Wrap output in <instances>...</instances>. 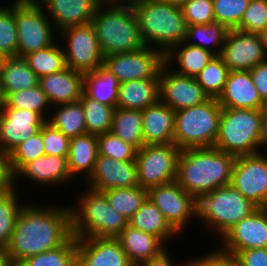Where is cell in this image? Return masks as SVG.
Instances as JSON below:
<instances>
[{
  "label": "cell",
  "instance_id": "cell-14",
  "mask_svg": "<svg viewBox=\"0 0 267 266\" xmlns=\"http://www.w3.org/2000/svg\"><path fill=\"white\" fill-rule=\"evenodd\" d=\"M230 185L258 207H267V153L236 156Z\"/></svg>",
  "mask_w": 267,
  "mask_h": 266
},
{
  "label": "cell",
  "instance_id": "cell-25",
  "mask_svg": "<svg viewBox=\"0 0 267 266\" xmlns=\"http://www.w3.org/2000/svg\"><path fill=\"white\" fill-rule=\"evenodd\" d=\"M19 177L30 179L35 184L57 186L72 181L68 170L67 156L44 155L26 163L17 173Z\"/></svg>",
  "mask_w": 267,
  "mask_h": 266
},
{
  "label": "cell",
  "instance_id": "cell-55",
  "mask_svg": "<svg viewBox=\"0 0 267 266\" xmlns=\"http://www.w3.org/2000/svg\"><path fill=\"white\" fill-rule=\"evenodd\" d=\"M266 146H267V105H265L261 109V134L259 141V149L266 148Z\"/></svg>",
  "mask_w": 267,
  "mask_h": 266
},
{
  "label": "cell",
  "instance_id": "cell-22",
  "mask_svg": "<svg viewBox=\"0 0 267 266\" xmlns=\"http://www.w3.org/2000/svg\"><path fill=\"white\" fill-rule=\"evenodd\" d=\"M222 108L262 109V101L250 71H230L223 91L217 98Z\"/></svg>",
  "mask_w": 267,
  "mask_h": 266
},
{
  "label": "cell",
  "instance_id": "cell-44",
  "mask_svg": "<svg viewBox=\"0 0 267 266\" xmlns=\"http://www.w3.org/2000/svg\"><path fill=\"white\" fill-rule=\"evenodd\" d=\"M216 23L229 30L236 29L244 16L250 0H212Z\"/></svg>",
  "mask_w": 267,
  "mask_h": 266
},
{
  "label": "cell",
  "instance_id": "cell-60",
  "mask_svg": "<svg viewBox=\"0 0 267 266\" xmlns=\"http://www.w3.org/2000/svg\"><path fill=\"white\" fill-rule=\"evenodd\" d=\"M6 105V96L3 90V85H2V81L0 78V109Z\"/></svg>",
  "mask_w": 267,
  "mask_h": 266
},
{
  "label": "cell",
  "instance_id": "cell-45",
  "mask_svg": "<svg viewBox=\"0 0 267 266\" xmlns=\"http://www.w3.org/2000/svg\"><path fill=\"white\" fill-rule=\"evenodd\" d=\"M12 168L16 174L26 163L45 155L42 128L39 133L17 145L10 153Z\"/></svg>",
  "mask_w": 267,
  "mask_h": 266
},
{
  "label": "cell",
  "instance_id": "cell-3",
  "mask_svg": "<svg viewBox=\"0 0 267 266\" xmlns=\"http://www.w3.org/2000/svg\"><path fill=\"white\" fill-rule=\"evenodd\" d=\"M91 24L104 57L134 52L144 46L132 4L100 3Z\"/></svg>",
  "mask_w": 267,
  "mask_h": 266
},
{
  "label": "cell",
  "instance_id": "cell-15",
  "mask_svg": "<svg viewBox=\"0 0 267 266\" xmlns=\"http://www.w3.org/2000/svg\"><path fill=\"white\" fill-rule=\"evenodd\" d=\"M230 71H250L267 60L259 33L230 29L219 55Z\"/></svg>",
  "mask_w": 267,
  "mask_h": 266
},
{
  "label": "cell",
  "instance_id": "cell-30",
  "mask_svg": "<svg viewBox=\"0 0 267 266\" xmlns=\"http://www.w3.org/2000/svg\"><path fill=\"white\" fill-rule=\"evenodd\" d=\"M0 78L6 98L11 93L39 85L38 76L22 56L1 57Z\"/></svg>",
  "mask_w": 267,
  "mask_h": 266
},
{
  "label": "cell",
  "instance_id": "cell-2",
  "mask_svg": "<svg viewBox=\"0 0 267 266\" xmlns=\"http://www.w3.org/2000/svg\"><path fill=\"white\" fill-rule=\"evenodd\" d=\"M236 156L213 147L182 150L177 182L196 200L219 187L230 185Z\"/></svg>",
  "mask_w": 267,
  "mask_h": 266
},
{
  "label": "cell",
  "instance_id": "cell-57",
  "mask_svg": "<svg viewBox=\"0 0 267 266\" xmlns=\"http://www.w3.org/2000/svg\"><path fill=\"white\" fill-rule=\"evenodd\" d=\"M140 0H100L101 3L134 4Z\"/></svg>",
  "mask_w": 267,
  "mask_h": 266
},
{
  "label": "cell",
  "instance_id": "cell-43",
  "mask_svg": "<svg viewBox=\"0 0 267 266\" xmlns=\"http://www.w3.org/2000/svg\"><path fill=\"white\" fill-rule=\"evenodd\" d=\"M18 36L15 21V0L10 6L0 3V56H17Z\"/></svg>",
  "mask_w": 267,
  "mask_h": 266
},
{
  "label": "cell",
  "instance_id": "cell-58",
  "mask_svg": "<svg viewBox=\"0 0 267 266\" xmlns=\"http://www.w3.org/2000/svg\"><path fill=\"white\" fill-rule=\"evenodd\" d=\"M259 36L264 47V51L267 55V27L259 33Z\"/></svg>",
  "mask_w": 267,
  "mask_h": 266
},
{
  "label": "cell",
  "instance_id": "cell-21",
  "mask_svg": "<svg viewBox=\"0 0 267 266\" xmlns=\"http://www.w3.org/2000/svg\"><path fill=\"white\" fill-rule=\"evenodd\" d=\"M51 18L55 29L91 23L100 0H35ZM51 15V16H50Z\"/></svg>",
  "mask_w": 267,
  "mask_h": 266
},
{
  "label": "cell",
  "instance_id": "cell-28",
  "mask_svg": "<svg viewBox=\"0 0 267 266\" xmlns=\"http://www.w3.org/2000/svg\"><path fill=\"white\" fill-rule=\"evenodd\" d=\"M215 56L207 49L183 41L164 54V61L176 73L195 77ZM172 61L177 62V69L173 68Z\"/></svg>",
  "mask_w": 267,
  "mask_h": 266
},
{
  "label": "cell",
  "instance_id": "cell-33",
  "mask_svg": "<svg viewBox=\"0 0 267 266\" xmlns=\"http://www.w3.org/2000/svg\"><path fill=\"white\" fill-rule=\"evenodd\" d=\"M142 121V110L116 107L110 132L139 150L144 145Z\"/></svg>",
  "mask_w": 267,
  "mask_h": 266
},
{
  "label": "cell",
  "instance_id": "cell-12",
  "mask_svg": "<svg viewBox=\"0 0 267 266\" xmlns=\"http://www.w3.org/2000/svg\"><path fill=\"white\" fill-rule=\"evenodd\" d=\"M164 53L158 49L143 46L134 52L109 55L104 57L103 66L109 70L120 83L159 78L164 61Z\"/></svg>",
  "mask_w": 267,
  "mask_h": 266
},
{
  "label": "cell",
  "instance_id": "cell-50",
  "mask_svg": "<svg viewBox=\"0 0 267 266\" xmlns=\"http://www.w3.org/2000/svg\"><path fill=\"white\" fill-rule=\"evenodd\" d=\"M181 266H238L233 255L226 254L219 249L208 253L207 256L187 260Z\"/></svg>",
  "mask_w": 267,
  "mask_h": 266
},
{
  "label": "cell",
  "instance_id": "cell-36",
  "mask_svg": "<svg viewBox=\"0 0 267 266\" xmlns=\"http://www.w3.org/2000/svg\"><path fill=\"white\" fill-rule=\"evenodd\" d=\"M16 266H77V240L71 236L59 247L28 257Z\"/></svg>",
  "mask_w": 267,
  "mask_h": 266
},
{
  "label": "cell",
  "instance_id": "cell-29",
  "mask_svg": "<svg viewBox=\"0 0 267 266\" xmlns=\"http://www.w3.org/2000/svg\"><path fill=\"white\" fill-rule=\"evenodd\" d=\"M98 156V137L95 134L86 133L71 138L67 165L69 173L74 179L79 173L86 176V182L92 175Z\"/></svg>",
  "mask_w": 267,
  "mask_h": 266
},
{
  "label": "cell",
  "instance_id": "cell-35",
  "mask_svg": "<svg viewBox=\"0 0 267 266\" xmlns=\"http://www.w3.org/2000/svg\"><path fill=\"white\" fill-rule=\"evenodd\" d=\"M228 32L229 29L225 25L216 22L208 25H190L187 26L185 42L220 55ZM215 46L218 50L213 49Z\"/></svg>",
  "mask_w": 267,
  "mask_h": 266
},
{
  "label": "cell",
  "instance_id": "cell-47",
  "mask_svg": "<svg viewBox=\"0 0 267 266\" xmlns=\"http://www.w3.org/2000/svg\"><path fill=\"white\" fill-rule=\"evenodd\" d=\"M180 7L188 26L215 23L212 0H185Z\"/></svg>",
  "mask_w": 267,
  "mask_h": 266
},
{
  "label": "cell",
  "instance_id": "cell-1",
  "mask_svg": "<svg viewBox=\"0 0 267 266\" xmlns=\"http://www.w3.org/2000/svg\"><path fill=\"white\" fill-rule=\"evenodd\" d=\"M56 206L24 204L5 249L13 266L59 247L72 236L71 206Z\"/></svg>",
  "mask_w": 267,
  "mask_h": 266
},
{
  "label": "cell",
  "instance_id": "cell-7",
  "mask_svg": "<svg viewBox=\"0 0 267 266\" xmlns=\"http://www.w3.org/2000/svg\"><path fill=\"white\" fill-rule=\"evenodd\" d=\"M260 134L261 109L222 108L214 147L235 156L257 154L263 151Z\"/></svg>",
  "mask_w": 267,
  "mask_h": 266
},
{
  "label": "cell",
  "instance_id": "cell-52",
  "mask_svg": "<svg viewBox=\"0 0 267 266\" xmlns=\"http://www.w3.org/2000/svg\"><path fill=\"white\" fill-rule=\"evenodd\" d=\"M234 258L238 266H267V248L242 250Z\"/></svg>",
  "mask_w": 267,
  "mask_h": 266
},
{
  "label": "cell",
  "instance_id": "cell-11",
  "mask_svg": "<svg viewBox=\"0 0 267 266\" xmlns=\"http://www.w3.org/2000/svg\"><path fill=\"white\" fill-rule=\"evenodd\" d=\"M57 34L67 43L63 46L67 67L86 74L103 65L104 56L91 23L69 26Z\"/></svg>",
  "mask_w": 267,
  "mask_h": 266
},
{
  "label": "cell",
  "instance_id": "cell-41",
  "mask_svg": "<svg viewBox=\"0 0 267 266\" xmlns=\"http://www.w3.org/2000/svg\"><path fill=\"white\" fill-rule=\"evenodd\" d=\"M15 189L10 193L0 195V248L6 249L10 244L15 223L23 203L18 201L19 195ZM22 204V205H21Z\"/></svg>",
  "mask_w": 267,
  "mask_h": 266
},
{
  "label": "cell",
  "instance_id": "cell-42",
  "mask_svg": "<svg viewBox=\"0 0 267 266\" xmlns=\"http://www.w3.org/2000/svg\"><path fill=\"white\" fill-rule=\"evenodd\" d=\"M6 106L16 109L31 110L39 113L46 121L49 116L44 111L50 109L46 93L41 89L40 85H37L30 89H25L11 93L6 98ZM47 107V108H46Z\"/></svg>",
  "mask_w": 267,
  "mask_h": 266
},
{
  "label": "cell",
  "instance_id": "cell-26",
  "mask_svg": "<svg viewBox=\"0 0 267 266\" xmlns=\"http://www.w3.org/2000/svg\"><path fill=\"white\" fill-rule=\"evenodd\" d=\"M116 238L134 266L141 261L156 257L167 246L159 237L138 230L129 224Z\"/></svg>",
  "mask_w": 267,
  "mask_h": 266
},
{
  "label": "cell",
  "instance_id": "cell-6",
  "mask_svg": "<svg viewBox=\"0 0 267 266\" xmlns=\"http://www.w3.org/2000/svg\"><path fill=\"white\" fill-rule=\"evenodd\" d=\"M222 107L216 98L175 111L174 144L181 150L213 147Z\"/></svg>",
  "mask_w": 267,
  "mask_h": 266
},
{
  "label": "cell",
  "instance_id": "cell-16",
  "mask_svg": "<svg viewBox=\"0 0 267 266\" xmlns=\"http://www.w3.org/2000/svg\"><path fill=\"white\" fill-rule=\"evenodd\" d=\"M160 101L174 111L206 102L210 98L195 77L178 74L163 64L159 77Z\"/></svg>",
  "mask_w": 267,
  "mask_h": 266
},
{
  "label": "cell",
  "instance_id": "cell-49",
  "mask_svg": "<svg viewBox=\"0 0 267 266\" xmlns=\"http://www.w3.org/2000/svg\"><path fill=\"white\" fill-rule=\"evenodd\" d=\"M42 139L46 155L68 156L71 138L65 136L48 121L42 126Z\"/></svg>",
  "mask_w": 267,
  "mask_h": 266
},
{
  "label": "cell",
  "instance_id": "cell-27",
  "mask_svg": "<svg viewBox=\"0 0 267 266\" xmlns=\"http://www.w3.org/2000/svg\"><path fill=\"white\" fill-rule=\"evenodd\" d=\"M159 78H146L119 84L117 107L143 110L160 100Z\"/></svg>",
  "mask_w": 267,
  "mask_h": 266
},
{
  "label": "cell",
  "instance_id": "cell-19",
  "mask_svg": "<svg viewBox=\"0 0 267 266\" xmlns=\"http://www.w3.org/2000/svg\"><path fill=\"white\" fill-rule=\"evenodd\" d=\"M87 181L88 188L101 192L136 187L139 185L136 161L115 160L98 154L94 171Z\"/></svg>",
  "mask_w": 267,
  "mask_h": 266
},
{
  "label": "cell",
  "instance_id": "cell-31",
  "mask_svg": "<svg viewBox=\"0 0 267 266\" xmlns=\"http://www.w3.org/2000/svg\"><path fill=\"white\" fill-rule=\"evenodd\" d=\"M128 224L138 230L159 237L165 244L170 238L173 239V237L179 235L149 198L132 216Z\"/></svg>",
  "mask_w": 267,
  "mask_h": 266
},
{
  "label": "cell",
  "instance_id": "cell-20",
  "mask_svg": "<svg viewBox=\"0 0 267 266\" xmlns=\"http://www.w3.org/2000/svg\"><path fill=\"white\" fill-rule=\"evenodd\" d=\"M77 266H134L117 238H76Z\"/></svg>",
  "mask_w": 267,
  "mask_h": 266
},
{
  "label": "cell",
  "instance_id": "cell-17",
  "mask_svg": "<svg viewBox=\"0 0 267 266\" xmlns=\"http://www.w3.org/2000/svg\"><path fill=\"white\" fill-rule=\"evenodd\" d=\"M220 243L222 247L218 249L233 256L242 250L267 248V207H259L236 223Z\"/></svg>",
  "mask_w": 267,
  "mask_h": 266
},
{
  "label": "cell",
  "instance_id": "cell-59",
  "mask_svg": "<svg viewBox=\"0 0 267 266\" xmlns=\"http://www.w3.org/2000/svg\"><path fill=\"white\" fill-rule=\"evenodd\" d=\"M141 1H149V2H165L177 6H181L185 0H141Z\"/></svg>",
  "mask_w": 267,
  "mask_h": 266
},
{
  "label": "cell",
  "instance_id": "cell-4",
  "mask_svg": "<svg viewBox=\"0 0 267 266\" xmlns=\"http://www.w3.org/2000/svg\"><path fill=\"white\" fill-rule=\"evenodd\" d=\"M132 6L144 46L158 47L165 54L174 45L185 41L188 25L180 6L141 0Z\"/></svg>",
  "mask_w": 267,
  "mask_h": 266
},
{
  "label": "cell",
  "instance_id": "cell-8",
  "mask_svg": "<svg viewBox=\"0 0 267 266\" xmlns=\"http://www.w3.org/2000/svg\"><path fill=\"white\" fill-rule=\"evenodd\" d=\"M259 207L231 185L219 187L197 200V219L222 238L236 223Z\"/></svg>",
  "mask_w": 267,
  "mask_h": 266
},
{
  "label": "cell",
  "instance_id": "cell-23",
  "mask_svg": "<svg viewBox=\"0 0 267 266\" xmlns=\"http://www.w3.org/2000/svg\"><path fill=\"white\" fill-rule=\"evenodd\" d=\"M39 85L52 106L79 101L83 92L84 74L65 69L39 78Z\"/></svg>",
  "mask_w": 267,
  "mask_h": 266
},
{
  "label": "cell",
  "instance_id": "cell-13",
  "mask_svg": "<svg viewBox=\"0 0 267 266\" xmlns=\"http://www.w3.org/2000/svg\"><path fill=\"white\" fill-rule=\"evenodd\" d=\"M147 191L148 198L179 235L187 228L190 219H197V200L177 181L151 187Z\"/></svg>",
  "mask_w": 267,
  "mask_h": 266
},
{
  "label": "cell",
  "instance_id": "cell-5",
  "mask_svg": "<svg viewBox=\"0 0 267 266\" xmlns=\"http://www.w3.org/2000/svg\"><path fill=\"white\" fill-rule=\"evenodd\" d=\"M79 199L71 208L72 235L76 238H116L128 225L127 219L110 206L103 192L89 188Z\"/></svg>",
  "mask_w": 267,
  "mask_h": 266
},
{
  "label": "cell",
  "instance_id": "cell-48",
  "mask_svg": "<svg viewBox=\"0 0 267 266\" xmlns=\"http://www.w3.org/2000/svg\"><path fill=\"white\" fill-rule=\"evenodd\" d=\"M267 27V0H250L241 23L237 27L247 32L260 33Z\"/></svg>",
  "mask_w": 267,
  "mask_h": 266
},
{
  "label": "cell",
  "instance_id": "cell-9",
  "mask_svg": "<svg viewBox=\"0 0 267 266\" xmlns=\"http://www.w3.org/2000/svg\"><path fill=\"white\" fill-rule=\"evenodd\" d=\"M35 0H15V21L18 36L17 56L47 48L58 37L52 32V21ZM55 36V37H54Z\"/></svg>",
  "mask_w": 267,
  "mask_h": 266
},
{
  "label": "cell",
  "instance_id": "cell-39",
  "mask_svg": "<svg viewBox=\"0 0 267 266\" xmlns=\"http://www.w3.org/2000/svg\"><path fill=\"white\" fill-rule=\"evenodd\" d=\"M79 100L83 105L87 133L99 135L110 132L115 108L92 99L84 91Z\"/></svg>",
  "mask_w": 267,
  "mask_h": 266
},
{
  "label": "cell",
  "instance_id": "cell-54",
  "mask_svg": "<svg viewBox=\"0 0 267 266\" xmlns=\"http://www.w3.org/2000/svg\"><path fill=\"white\" fill-rule=\"evenodd\" d=\"M166 250L167 248L156 257L141 261L136 266H174L172 258H170L171 256H169V253Z\"/></svg>",
  "mask_w": 267,
  "mask_h": 266
},
{
  "label": "cell",
  "instance_id": "cell-51",
  "mask_svg": "<svg viewBox=\"0 0 267 266\" xmlns=\"http://www.w3.org/2000/svg\"><path fill=\"white\" fill-rule=\"evenodd\" d=\"M16 174L12 168L10 155L0 151V195L17 189Z\"/></svg>",
  "mask_w": 267,
  "mask_h": 266
},
{
  "label": "cell",
  "instance_id": "cell-38",
  "mask_svg": "<svg viewBox=\"0 0 267 266\" xmlns=\"http://www.w3.org/2000/svg\"><path fill=\"white\" fill-rule=\"evenodd\" d=\"M112 208L121 213L127 221L140 209L148 198V191L140 185L130 188L108 189L103 191Z\"/></svg>",
  "mask_w": 267,
  "mask_h": 266
},
{
  "label": "cell",
  "instance_id": "cell-53",
  "mask_svg": "<svg viewBox=\"0 0 267 266\" xmlns=\"http://www.w3.org/2000/svg\"><path fill=\"white\" fill-rule=\"evenodd\" d=\"M250 74L262 101L267 105V60L251 69Z\"/></svg>",
  "mask_w": 267,
  "mask_h": 266
},
{
  "label": "cell",
  "instance_id": "cell-40",
  "mask_svg": "<svg viewBox=\"0 0 267 266\" xmlns=\"http://www.w3.org/2000/svg\"><path fill=\"white\" fill-rule=\"evenodd\" d=\"M229 72L230 70L221 57L216 55L195 76V79L209 98L217 99L223 91Z\"/></svg>",
  "mask_w": 267,
  "mask_h": 266
},
{
  "label": "cell",
  "instance_id": "cell-32",
  "mask_svg": "<svg viewBox=\"0 0 267 266\" xmlns=\"http://www.w3.org/2000/svg\"><path fill=\"white\" fill-rule=\"evenodd\" d=\"M119 84L118 79L102 65L84 74L83 91L92 99L116 108Z\"/></svg>",
  "mask_w": 267,
  "mask_h": 266
},
{
  "label": "cell",
  "instance_id": "cell-56",
  "mask_svg": "<svg viewBox=\"0 0 267 266\" xmlns=\"http://www.w3.org/2000/svg\"><path fill=\"white\" fill-rule=\"evenodd\" d=\"M0 266H13L6 250L0 248Z\"/></svg>",
  "mask_w": 267,
  "mask_h": 266
},
{
  "label": "cell",
  "instance_id": "cell-18",
  "mask_svg": "<svg viewBox=\"0 0 267 266\" xmlns=\"http://www.w3.org/2000/svg\"><path fill=\"white\" fill-rule=\"evenodd\" d=\"M45 122L37 112L4 105L0 109V151L9 154L21 142L39 133Z\"/></svg>",
  "mask_w": 267,
  "mask_h": 266
},
{
  "label": "cell",
  "instance_id": "cell-34",
  "mask_svg": "<svg viewBox=\"0 0 267 266\" xmlns=\"http://www.w3.org/2000/svg\"><path fill=\"white\" fill-rule=\"evenodd\" d=\"M60 106V107H59ZM58 107V108H56ZM48 122L65 136L73 138L87 133L83 105L80 100L54 106Z\"/></svg>",
  "mask_w": 267,
  "mask_h": 266
},
{
  "label": "cell",
  "instance_id": "cell-10",
  "mask_svg": "<svg viewBox=\"0 0 267 266\" xmlns=\"http://www.w3.org/2000/svg\"><path fill=\"white\" fill-rule=\"evenodd\" d=\"M181 151L174 143L143 145L135 159L139 185L148 190L176 181Z\"/></svg>",
  "mask_w": 267,
  "mask_h": 266
},
{
  "label": "cell",
  "instance_id": "cell-37",
  "mask_svg": "<svg viewBox=\"0 0 267 266\" xmlns=\"http://www.w3.org/2000/svg\"><path fill=\"white\" fill-rule=\"evenodd\" d=\"M24 58L38 78L61 71L67 67L63 47L57 42L47 48L29 53Z\"/></svg>",
  "mask_w": 267,
  "mask_h": 266
},
{
  "label": "cell",
  "instance_id": "cell-24",
  "mask_svg": "<svg viewBox=\"0 0 267 266\" xmlns=\"http://www.w3.org/2000/svg\"><path fill=\"white\" fill-rule=\"evenodd\" d=\"M144 145L173 144L175 111L160 100L142 110Z\"/></svg>",
  "mask_w": 267,
  "mask_h": 266
},
{
  "label": "cell",
  "instance_id": "cell-46",
  "mask_svg": "<svg viewBox=\"0 0 267 266\" xmlns=\"http://www.w3.org/2000/svg\"><path fill=\"white\" fill-rule=\"evenodd\" d=\"M98 154L121 161L136 159L137 149L111 132L97 135Z\"/></svg>",
  "mask_w": 267,
  "mask_h": 266
}]
</instances>
